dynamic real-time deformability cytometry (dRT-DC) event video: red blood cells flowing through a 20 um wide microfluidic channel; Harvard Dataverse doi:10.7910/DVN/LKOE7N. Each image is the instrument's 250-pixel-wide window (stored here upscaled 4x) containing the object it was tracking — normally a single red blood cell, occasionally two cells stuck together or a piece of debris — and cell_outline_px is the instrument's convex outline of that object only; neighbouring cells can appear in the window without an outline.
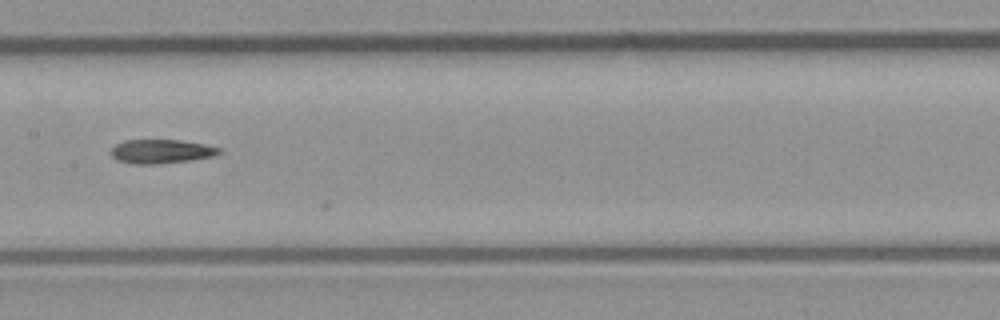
{"species": "common noctule bat (a hibernating species)", "species_latin": "Nyctalus noctula", "temperature_condition": "room temperature", "stored_images_in_passage": 8, "segment_of_instrument_passage": [2, 2], "camera_frame_rate_fps": 3000, "um_per_image_px": 0.085, "animal": {"sex": "male", "body_mass_g": 23.1, "forearm_length_mm": 52.7}, "frame": {"image": 1, "passage_image": 7, "time_ms": 6.667, "image_size_px": [1000, 320], "cell_outline_px": [[220, 152], [212, 156], [192, 160], [156, 164], [132, 164], [116, 160], [108, 152], [116, 144], [124, 140], [180, 140], [204, 144], [220, 148]], "centroid_in_image_um": [13.64, 12.87], "position_along_channel_um": 193.8, "area_um2": 15.14}}
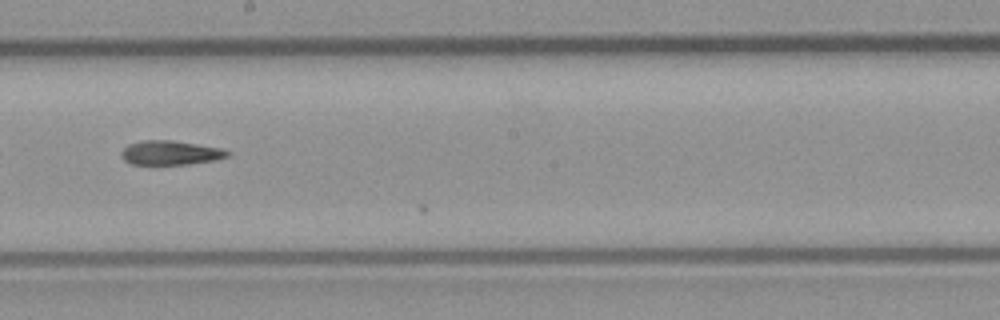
{"frame": {"image": 2, "passage_image": 8, "time_ms": 7.667, "image_size_px": [1000, 320], "cell_outline_px": [[232, 152], [228, 156], [216, 160], [188, 164], [132, 164], [124, 160], [120, 152], [128, 144], [144, 140], [172, 140], [220, 148]], "centroid_in_image_um": [14.49, 12.98], "position_along_channel_um": 233.7, "area_um2": 14.91}}